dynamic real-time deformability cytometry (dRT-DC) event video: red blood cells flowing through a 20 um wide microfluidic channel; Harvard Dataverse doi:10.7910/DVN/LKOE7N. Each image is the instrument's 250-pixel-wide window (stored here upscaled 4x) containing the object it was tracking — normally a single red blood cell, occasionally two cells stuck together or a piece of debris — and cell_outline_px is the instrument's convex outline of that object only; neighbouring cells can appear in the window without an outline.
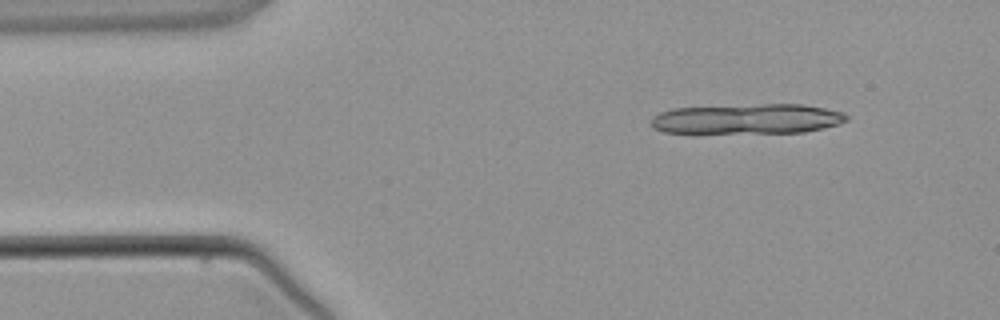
{"species": "common noctule bat (a hibernating species)", "species_latin": "Nyctalus noctula", "temperature_condition": "warm", "stored_images_in_passage": 3, "camera_frame_rate_fps": 3000, "um_per_image_px": 0.085, "animal": {"sex": "male", "body_mass_g": 21.5, "forearm_length_mm": 52.0}, "frame": {"image": 1, "passage_image": 1, "time_ms": 0.0, "image_size_px": [1000, 320], "cell_outline_px": [[848, 120], [840, 124], [804, 132], [664, 132], [652, 128], [652, 116], [660, 112], [672, 108], [760, 104], [804, 104], [844, 112], [848, 116]], "centroid_in_image_um": [63.55, 10.09], "position_along_channel_um": 21.4, "area_um2": 34.04}}